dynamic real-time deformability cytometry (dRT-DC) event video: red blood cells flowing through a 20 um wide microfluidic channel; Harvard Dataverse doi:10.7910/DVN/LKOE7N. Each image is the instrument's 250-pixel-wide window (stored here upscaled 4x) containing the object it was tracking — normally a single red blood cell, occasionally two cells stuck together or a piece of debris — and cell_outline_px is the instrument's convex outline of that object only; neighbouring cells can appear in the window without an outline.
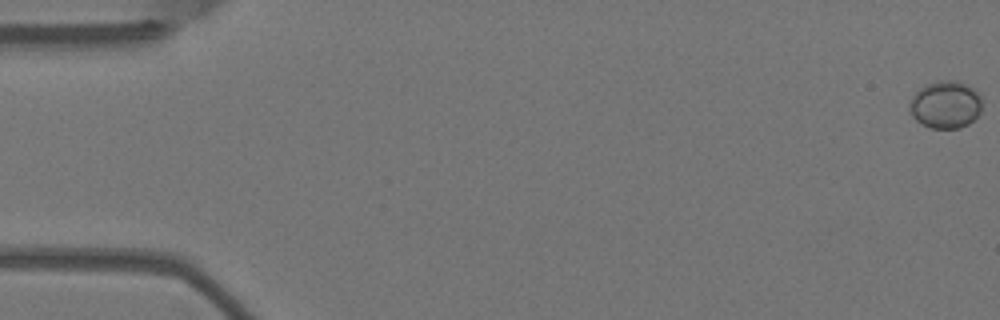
{"species": "Egyptian fruit bat (a non-hibernating species)", "species_latin": "Rousettus aegyptiacus", "temperature_condition": "warm", "stored_images_in_passage": 7, "camera_frame_rate_fps": 3000, "um_per_image_px": 0.085, "animal": {"sex": "female"}, "frame": {"image": 1, "passage_image": 1, "time_ms": 0.0, "image_size_px": [1000, 320], "cell_outline_px": [[980, 112], [968, 124], [960, 128], [932, 128], [920, 124], [912, 116], [908, 108], [912, 96], [920, 88], [936, 80], [960, 80], [968, 84], [980, 96]], "centroid_in_image_um": [80.34, 8.88], "position_along_channel_um": 4.7, "area_um2": 20.11}}
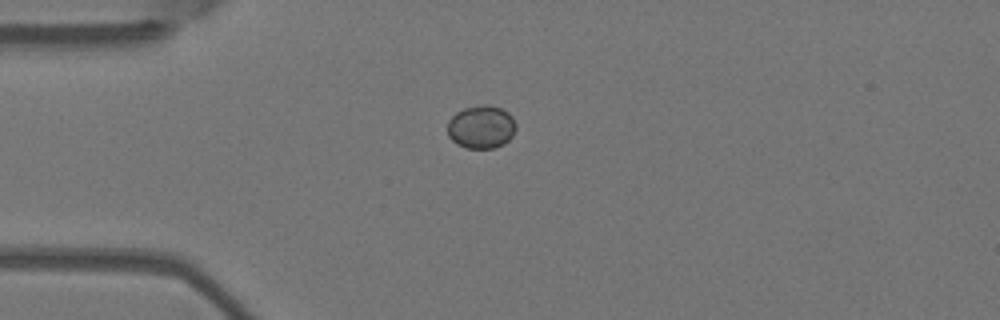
{"frame": {"image": 2, "passage_image": 5, "time_ms": 1.333, "image_size_px": [1000, 320], "cell_outline_px": [[516, 128], [512, 136], [504, 144], [492, 148], [468, 148], [456, 144], [448, 136], [448, 120], [456, 112], [464, 108], [480, 104], [488, 104], [500, 108], [508, 112], [512, 116], [516, 124]], "centroid_in_image_um": [40.9, 10.78], "position_along_channel_um": 44.1, "area_um2": 17.34}}
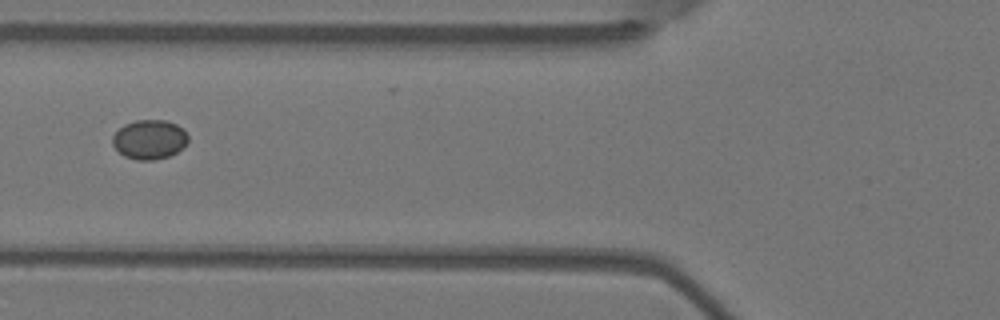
{"frame": {"image": 3, "passage_image": 7, "time_ms": 2.0, "image_size_px": [1000, 320], "cell_outline_px": [[188, 144], [184, 148], [168, 156], [152, 160], [136, 160], [124, 156], [112, 144], [112, 136], [124, 124], [136, 120], [164, 120], [176, 124], [188, 136]], "centroid_in_image_um": [12.7, 11.86], "position_along_channel_um": 113.1, "area_um2": 17.28}}